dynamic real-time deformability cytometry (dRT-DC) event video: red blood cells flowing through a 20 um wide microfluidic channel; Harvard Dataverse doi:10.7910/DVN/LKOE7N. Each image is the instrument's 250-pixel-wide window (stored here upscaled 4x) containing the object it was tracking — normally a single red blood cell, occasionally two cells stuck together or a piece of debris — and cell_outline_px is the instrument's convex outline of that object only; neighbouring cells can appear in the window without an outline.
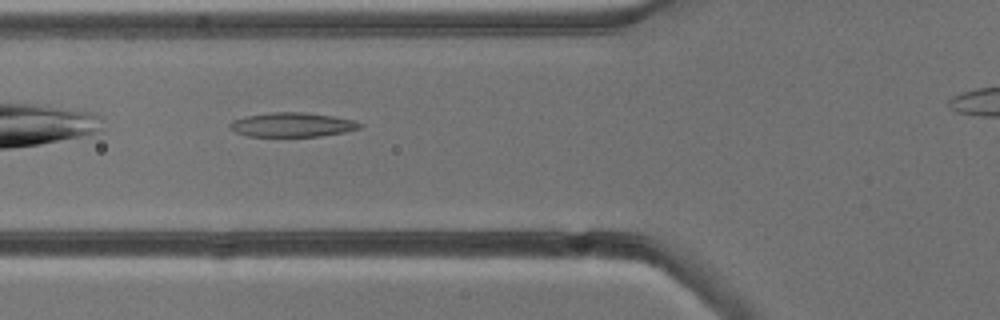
{"species": "common noctule bat (a hibernating species)", "species_latin": "Nyctalus noctula", "temperature_condition": "cold", "stored_images_in_passage": 2, "camera_frame_rate_fps": 3000, "um_per_image_px": 0.085, "animal": {"sex": "male", "body_mass_g": 13.3}, "frame": {"image": 1, "passage_image": 2, "time_ms": 1.0, "image_size_px": [1000, 320], "cell_outline_px": [[364, 124], [360, 128], [344, 132], [320, 136], [248, 136], [236, 132], [228, 128], [228, 124], [232, 120], [248, 116], [272, 112], [304, 112], [332, 116], [356, 120]], "centroid_in_image_um": [24.85, 10.6], "position_along_channel_um": 101.0, "area_um2": 18.38}}